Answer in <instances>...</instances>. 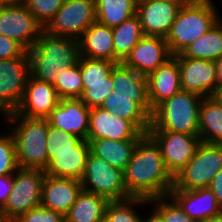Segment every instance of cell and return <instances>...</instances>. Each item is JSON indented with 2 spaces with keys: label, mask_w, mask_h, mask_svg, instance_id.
Listing matches in <instances>:
<instances>
[{
  "label": "cell",
  "mask_w": 222,
  "mask_h": 222,
  "mask_svg": "<svg viewBox=\"0 0 222 222\" xmlns=\"http://www.w3.org/2000/svg\"><path fill=\"white\" fill-rule=\"evenodd\" d=\"M222 169V144L201 142L193 159L174 177L172 189L195 190L209 187Z\"/></svg>",
  "instance_id": "7"
},
{
  "label": "cell",
  "mask_w": 222,
  "mask_h": 222,
  "mask_svg": "<svg viewBox=\"0 0 222 222\" xmlns=\"http://www.w3.org/2000/svg\"><path fill=\"white\" fill-rule=\"evenodd\" d=\"M78 64L81 70L82 84H97L110 83V74L118 63L80 56Z\"/></svg>",
  "instance_id": "33"
},
{
  "label": "cell",
  "mask_w": 222,
  "mask_h": 222,
  "mask_svg": "<svg viewBox=\"0 0 222 222\" xmlns=\"http://www.w3.org/2000/svg\"><path fill=\"white\" fill-rule=\"evenodd\" d=\"M15 173L11 193L0 209L2 222H13L21 214L41 204L45 171L19 168Z\"/></svg>",
  "instance_id": "6"
},
{
  "label": "cell",
  "mask_w": 222,
  "mask_h": 222,
  "mask_svg": "<svg viewBox=\"0 0 222 222\" xmlns=\"http://www.w3.org/2000/svg\"><path fill=\"white\" fill-rule=\"evenodd\" d=\"M54 87L60 99L80 98L83 94V84L79 64L60 69Z\"/></svg>",
  "instance_id": "34"
},
{
  "label": "cell",
  "mask_w": 222,
  "mask_h": 222,
  "mask_svg": "<svg viewBox=\"0 0 222 222\" xmlns=\"http://www.w3.org/2000/svg\"><path fill=\"white\" fill-rule=\"evenodd\" d=\"M0 112H1L2 114H4L3 117H6V114L4 113V111H3L2 109H0Z\"/></svg>",
  "instance_id": "50"
},
{
  "label": "cell",
  "mask_w": 222,
  "mask_h": 222,
  "mask_svg": "<svg viewBox=\"0 0 222 222\" xmlns=\"http://www.w3.org/2000/svg\"><path fill=\"white\" fill-rule=\"evenodd\" d=\"M169 195L189 217L198 222L222 213L217 197L208 187L195 190L171 189Z\"/></svg>",
  "instance_id": "22"
},
{
  "label": "cell",
  "mask_w": 222,
  "mask_h": 222,
  "mask_svg": "<svg viewBox=\"0 0 222 222\" xmlns=\"http://www.w3.org/2000/svg\"><path fill=\"white\" fill-rule=\"evenodd\" d=\"M19 169L12 134L0 135V176L14 175Z\"/></svg>",
  "instance_id": "38"
},
{
  "label": "cell",
  "mask_w": 222,
  "mask_h": 222,
  "mask_svg": "<svg viewBox=\"0 0 222 222\" xmlns=\"http://www.w3.org/2000/svg\"><path fill=\"white\" fill-rule=\"evenodd\" d=\"M90 143V151L110 166L125 170L129 163L132 153L139 140H120L111 139L87 140Z\"/></svg>",
  "instance_id": "26"
},
{
  "label": "cell",
  "mask_w": 222,
  "mask_h": 222,
  "mask_svg": "<svg viewBox=\"0 0 222 222\" xmlns=\"http://www.w3.org/2000/svg\"><path fill=\"white\" fill-rule=\"evenodd\" d=\"M198 120L201 142L222 144V105L214 96L203 97Z\"/></svg>",
  "instance_id": "25"
},
{
  "label": "cell",
  "mask_w": 222,
  "mask_h": 222,
  "mask_svg": "<svg viewBox=\"0 0 222 222\" xmlns=\"http://www.w3.org/2000/svg\"><path fill=\"white\" fill-rule=\"evenodd\" d=\"M96 21L95 0H65L44 31L54 36L79 39Z\"/></svg>",
  "instance_id": "10"
},
{
  "label": "cell",
  "mask_w": 222,
  "mask_h": 222,
  "mask_svg": "<svg viewBox=\"0 0 222 222\" xmlns=\"http://www.w3.org/2000/svg\"><path fill=\"white\" fill-rule=\"evenodd\" d=\"M217 100L218 102L222 105V87L217 89V91L214 93L213 95Z\"/></svg>",
  "instance_id": "47"
},
{
  "label": "cell",
  "mask_w": 222,
  "mask_h": 222,
  "mask_svg": "<svg viewBox=\"0 0 222 222\" xmlns=\"http://www.w3.org/2000/svg\"><path fill=\"white\" fill-rule=\"evenodd\" d=\"M149 199L142 197H132L126 200L109 201L102 222H141L134 207L140 204H148Z\"/></svg>",
  "instance_id": "32"
},
{
  "label": "cell",
  "mask_w": 222,
  "mask_h": 222,
  "mask_svg": "<svg viewBox=\"0 0 222 222\" xmlns=\"http://www.w3.org/2000/svg\"><path fill=\"white\" fill-rule=\"evenodd\" d=\"M180 7L174 2L138 0L136 14L144 35L166 38Z\"/></svg>",
  "instance_id": "18"
},
{
  "label": "cell",
  "mask_w": 222,
  "mask_h": 222,
  "mask_svg": "<svg viewBox=\"0 0 222 222\" xmlns=\"http://www.w3.org/2000/svg\"><path fill=\"white\" fill-rule=\"evenodd\" d=\"M167 200L169 201L167 202ZM149 204H154V209L163 217L165 222H198L189 217L170 195L151 198Z\"/></svg>",
  "instance_id": "35"
},
{
  "label": "cell",
  "mask_w": 222,
  "mask_h": 222,
  "mask_svg": "<svg viewBox=\"0 0 222 222\" xmlns=\"http://www.w3.org/2000/svg\"><path fill=\"white\" fill-rule=\"evenodd\" d=\"M13 222H65V218L61 213L40 204L36 208L21 214Z\"/></svg>",
  "instance_id": "40"
},
{
  "label": "cell",
  "mask_w": 222,
  "mask_h": 222,
  "mask_svg": "<svg viewBox=\"0 0 222 222\" xmlns=\"http://www.w3.org/2000/svg\"><path fill=\"white\" fill-rule=\"evenodd\" d=\"M13 185V175L0 176V209L6 203L11 193Z\"/></svg>",
  "instance_id": "42"
},
{
  "label": "cell",
  "mask_w": 222,
  "mask_h": 222,
  "mask_svg": "<svg viewBox=\"0 0 222 222\" xmlns=\"http://www.w3.org/2000/svg\"><path fill=\"white\" fill-rule=\"evenodd\" d=\"M204 222H222V213L219 214L218 216H213L210 219H207Z\"/></svg>",
  "instance_id": "48"
},
{
  "label": "cell",
  "mask_w": 222,
  "mask_h": 222,
  "mask_svg": "<svg viewBox=\"0 0 222 222\" xmlns=\"http://www.w3.org/2000/svg\"><path fill=\"white\" fill-rule=\"evenodd\" d=\"M178 57H191L215 61L222 56L221 19L205 34L189 44Z\"/></svg>",
  "instance_id": "29"
},
{
  "label": "cell",
  "mask_w": 222,
  "mask_h": 222,
  "mask_svg": "<svg viewBox=\"0 0 222 222\" xmlns=\"http://www.w3.org/2000/svg\"><path fill=\"white\" fill-rule=\"evenodd\" d=\"M30 76L36 80L57 84L60 69L74 66L80 58L79 40L54 36L43 31L36 45L27 51Z\"/></svg>",
  "instance_id": "2"
},
{
  "label": "cell",
  "mask_w": 222,
  "mask_h": 222,
  "mask_svg": "<svg viewBox=\"0 0 222 222\" xmlns=\"http://www.w3.org/2000/svg\"><path fill=\"white\" fill-rule=\"evenodd\" d=\"M43 31L23 2L0 3V34L15 40L26 51L36 45Z\"/></svg>",
  "instance_id": "9"
},
{
  "label": "cell",
  "mask_w": 222,
  "mask_h": 222,
  "mask_svg": "<svg viewBox=\"0 0 222 222\" xmlns=\"http://www.w3.org/2000/svg\"><path fill=\"white\" fill-rule=\"evenodd\" d=\"M30 77L27 51L19 57L0 60V109L7 115L15 112Z\"/></svg>",
  "instance_id": "11"
},
{
  "label": "cell",
  "mask_w": 222,
  "mask_h": 222,
  "mask_svg": "<svg viewBox=\"0 0 222 222\" xmlns=\"http://www.w3.org/2000/svg\"><path fill=\"white\" fill-rule=\"evenodd\" d=\"M172 56L166 38L144 35L122 64L147 77Z\"/></svg>",
  "instance_id": "15"
},
{
  "label": "cell",
  "mask_w": 222,
  "mask_h": 222,
  "mask_svg": "<svg viewBox=\"0 0 222 222\" xmlns=\"http://www.w3.org/2000/svg\"><path fill=\"white\" fill-rule=\"evenodd\" d=\"M81 191L80 180L45 174L41 205L65 216Z\"/></svg>",
  "instance_id": "21"
},
{
  "label": "cell",
  "mask_w": 222,
  "mask_h": 222,
  "mask_svg": "<svg viewBox=\"0 0 222 222\" xmlns=\"http://www.w3.org/2000/svg\"><path fill=\"white\" fill-rule=\"evenodd\" d=\"M5 120L13 127L16 124L11 134L15 141L19 168L45 171L48 166L47 119L20 116L12 112L6 115Z\"/></svg>",
  "instance_id": "3"
},
{
  "label": "cell",
  "mask_w": 222,
  "mask_h": 222,
  "mask_svg": "<svg viewBox=\"0 0 222 222\" xmlns=\"http://www.w3.org/2000/svg\"><path fill=\"white\" fill-rule=\"evenodd\" d=\"M24 51L15 40L0 34V60L19 57Z\"/></svg>",
  "instance_id": "41"
},
{
  "label": "cell",
  "mask_w": 222,
  "mask_h": 222,
  "mask_svg": "<svg viewBox=\"0 0 222 222\" xmlns=\"http://www.w3.org/2000/svg\"><path fill=\"white\" fill-rule=\"evenodd\" d=\"M108 202L105 197L82 189L64 216L65 222H102Z\"/></svg>",
  "instance_id": "27"
},
{
  "label": "cell",
  "mask_w": 222,
  "mask_h": 222,
  "mask_svg": "<svg viewBox=\"0 0 222 222\" xmlns=\"http://www.w3.org/2000/svg\"><path fill=\"white\" fill-rule=\"evenodd\" d=\"M95 2L97 21L111 28L137 13L138 0H95Z\"/></svg>",
  "instance_id": "30"
},
{
  "label": "cell",
  "mask_w": 222,
  "mask_h": 222,
  "mask_svg": "<svg viewBox=\"0 0 222 222\" xmlns=\"http://www.w3.org/2000/svg\"><path fill=\"white\" fill-rule=\"evenodd\" d=\"M127 192L132 197L151 199L169 195L174 177L167 170L157 141L144 133L124 170Z\"/></svg>",
  "instance_id": "1"
},
{
  "label": "cell",
  "mask_w": 222,
  "mask_h": 222,
  "mask_svg": "<svg viewBox=\"0 0 222 222\" xmlns=\"http://www.w3.org/2000/svg\"><path fill=\"white\" fill-rule=\"evenodd\" d=\"M80 181L84 191L105 197L108 201L132 198L127 192L124 171L110 166L91 151Z\"/></svg>",
  "instance_id": "8"
},
{
  "label": "cell",
  "mask_w": 222,
  "mask_h": 222,
  "mask_svg": "<svg viewBox=\"0 0 222 222\" xmlns=\"http://www.w3.org/2000/svg\"><path fill=\"white\" fill-rule=\"evenodd\" d=\"M90 110L79 98L60 99L46 119L50 126L87 140Z\"/></svg>",
  "instance_id": "17"
},
{
  "label": "cell",
  "mask_w": 222,
  "mask_h": 222,
  "mask_svg": "<svg viewBox=\"0 0 222 222\" xmlns=\"http://www.w3.org/2000/svg\"><path fill=\"white\" fill-rule=\"evenodd\" d=\"M100 107L131 121L142 133H148L150 129L153 112L147 96H126L113 90Z\"/></svg>",
  "instance_id": "16"
},
{
  "label": "cell",
  "mask_w": 222,
  "mask_h": 222,
  "mask_svg": "<svg viewBox=\"0 0 222 222\" xmlns=\"http://www.w3.org/2000/svg\"><path fill=\"white\" fill-rule=\"evenodd\" d=\"M131 121L125 120L113 112L101 107H93L89 114V132L87 140L111 139L139 140L143 135Z\"/></svg>",
  "instance_id": "14"
},
{
  "label": "cell",
  "mask_w": 222,
  "mask_h": 222,
  "mask_svg": "<svg viewBox=\"0 0 222 222\" xmlns=\"http://www.w3.org/2000/svg\"><path fill=\"white\" fill-rule=\"evenodd\" d=\"M150 1H164V2H174V3H179L181 6L184 4H187L191 0H150Z\"/></svg>",
  "instance_id": "46"
},
{
  "label": "cell",
  "mask_w": 222,
  "mask_h": 222,
  "mask_svg": "<svg viewBox=\"0 0 222 222\" xmlns=\"http://www.w3.org/2000/svg\"><path fill=\"white\" fill-rule=\"evenodd\" d=\"M160 146L167 170L175 177L194 157L201 139L199 135L171 131H148Z\"/></svg>",
  "instance_id": "12"
},
{
  "label": "cell",
  "mask_w": 222,
  "mask_h": 222,
  "mask_svg": "<svg viewBox=\"0 0 222 222\" xmlns=\"http://www.w3.org/2000/svg\"><path fill=\"white\" fill-rule=\"evenodd\" d=\"M110 76L114 84L113 89L119 93L121 92L126 96H147L146 76L136 73L122 63L113 68Z\"/></svg>",
  "instance_id": "31"
},
{
  "label": "cell",
  "mask_w": 222,
  "mask_h": 222,
  "mask_svg": "<svg viewBox=\"0 0 222 222\" xmlns=\"http://www.w3.org/2000/svg\"><path fill=\"white\" fill-rule=\"evenodd\" d=\"M174 56L178 59L182 90L213 96L218 89L215 61Z\"/></svg>",
  "instance_id": "13"
},
{
  "label": "cell",
  "mask_w": 222,
  "mask_h": 222,
  "mask_svg": "<svg viewBox=\"0 0 222 222\" xmlns=\"http://www.w3.org/2000/svg\"><path fill=\"white\" fill-rule=\"evenodd\" d=\"M218 89L222 87V56L215 60Z\"/></svg>",
  "instance_id": "44"
},
{
  "label": "cell",
  "mask_w": 222,
  "mask_h": 222,
  "mask_svg": "<svg viewBox=\"0 0 222 222\" xmlns=\"http://www.w3.org/2000/svg\"><path fill=\"white\" fill-rule=\"evenodd\" d=\"M203 97L181 90L161 103L151 117L148 131H171L199 135V107Z\"/></svg>",
  "instance_id": "5"
},
{
  "label": "cell",
  "mask_w": 222,
  "mask_h": 222,
  "mask_svg": "<svg viewBox=\"0 0 222 222\" xmlns=\"http://www.w3.org/2000/svg\"><path fill=\"white\" fill-rule=\"evenodd\" d=\"M144 36L142 25L137 14L112 27L115 63H122Z\"/></svg>",
  "instance_id": "28"
},
{
  "label": "cell",
  "mask_w": 222,
  "mask_h": 222,
  "mask_svg": "<svg viewBox=\"0 0 222 222\" xmlns=\"http://www.w3.org/2000/svg\"><path fill=\"white\" fill-rule=\"evenodd\" d=\"M65 0H24L23 3L45 28L62 7Z\"/></svg>",
  "instance_id": "37"
},
{
  "label": "cell",
  "mask_w": 222,
  "mask_h": 222,
  "mask_svg": "<svg viewBox=\"0 0 222 222\" xmlns=\"http://www.w3.org/2000/svg\"><path fill=\"white\" fill-rule=\"evenodd\" d=\"M146 79L148 102L153 112L161 103L182 90L178 59L173 55Z\"/></svg>",
  "instance_id": "19"
},
{
  "label": "cell",
  "mask_w": 222,
  "mask_h": 222,
  "mask_svg": "<svg viewBox=\"0 0 222 222\" xmlns=\"http://www.w3.org/2000/svg\"><path fill=\"white\" fill-rule=\"evenodd\" d=\"M81 138L71 133L54 128L48 124L47 153H64L75 150Z\"/></svg>",
  "instance_id": "36"
},
{
  "label": "cell",
  "mask_w": 222,
  "mask_h": 222,
  "mask_svg": "<svg viewBox=\"0 0 222 222\" xmlns=\"http://www.w3.org/2000/svg\"><path fill=\"white\" fill-rule=\"evenodd\" d=\"M59 101L60 98L53 85L30 76L15 113L26 117L46 118Z\"/></svg>",
  "instance_id": "20"
},
{
  "label": "cell",
  "mask_w": 222,
  "mask_h": 222,
  "mask_svg": "<svg viewBox=\"0 0 222 222\" xmlns=\"http://www.w3.org/2000/svg\"><path fill=\"white\" fill-rule=\"evenodd\" d=\"M215 8L212 0H191L180 7L166 37L172 55L182 53L220 20Z\"/></svg>",
  "instance_id": "4"
},
{
  "label": "cell",
  "mask_w": 222,
  "mask_h": 222,
  "mask_svg": "<svg viewBox=\"0 0 222 222\" xmlns=\"http://www.w3.org/2000/svg\"><path fill=\"white\" fill-rule=\"evenodd\" d=\"M147 218L146 220L142 218L141 222H165L163 217L155 209H153L151 215Z\"/></svg>",
  "instance_id": "45"
},
{
  "label": "cell",
  "mask_w": 222,
  "mask_h": 222,
  "mask_svg": "<svg viewBox=\"0 0 222 222\" xmlns=\"http://www.w3.org/2000/svg\"><path fill=\"white\" fill-rule=\"evenodd\" d=\"M24 0H0V3H5V2H23Z\"/></svg>",
  "instance_id": "49"
},
{
  "label": "cell",
  "mask_w": 222,
  "mask_h": 222,
  "mask_svg": "<svg viewBox=\"0 0 222 222\" xmlns=\"http://www.w3.org/2000/svg\"><path fill=\"white\" fill-rule=\"evenodd\" d=\"M80 56L115 62L112 28L96 21L80 36Z\"/></svg>",
  "instance_id": "24"
},
{
  "label": "cell",
  "mask_w": 222,
  "mask_h": 222,
  "mask_svg": "<svg viewBox=\"0 0 222 222\" xmlns=\"http://www.w3.org/2000/svg\"><path fill=\"white\" fill-rule=\"evenodd\" d=\"M89 153L90 143L83 139L75 145V150L70 152L47 153L48 166L45 174L81 180Z\"/></svg>",
  "instance_id": "23"
},
{
  "label": "cell",
  "mask_w": 222,
  "mask_h": 222,
  "mask_svg": "<svg viewBox=\"0 0 222 222\" xmlns=\"http://www.w3.org/2000/svg\"><path fill=\"white\" fill-rule=\"evenodd\" d=\"M112 77L110 83L83 84V94L79 98L88 108L100 107L108 94L113 91Z\"/></svg>",
  "instance_id": "39"
},
{
  "label": "cell",
  "mask_w": 222,
  "mask_h": 222,
  "mask_svg": "<svg viewBox=\"0 0 222 222\" xmlns=\"http://www.w3.org/2000/svg\"><path fill=\"white\" fill-rule=\"evenodd\" d=\"M208 188L217 197L219 206L222 208V169L214 176Z\"/></svg>",
  "instance_id": "43"
}]
</instances>
